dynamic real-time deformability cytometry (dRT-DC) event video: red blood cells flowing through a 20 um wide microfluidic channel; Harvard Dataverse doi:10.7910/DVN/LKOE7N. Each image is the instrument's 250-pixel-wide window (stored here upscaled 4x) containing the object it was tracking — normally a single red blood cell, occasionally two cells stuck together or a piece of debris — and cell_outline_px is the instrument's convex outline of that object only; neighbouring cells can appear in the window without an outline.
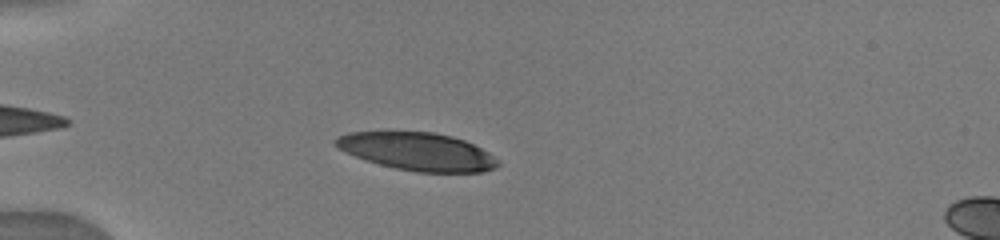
{"species": "human", "species_latin": "Homo sapiens", "temperature_condition": "warm", "stored_images_in_passage": 14, "camera_frame_rate_fps": 3000, "um_per_image_px": 0.085, "donor": {"sex": "male"}, "frame": {"image": 1, "passage_image": 9, "time_ms": 1.333, "image_size_px": [1000, 240], "cell_outline_px": [[500, 164], [496, 168], [484, 172], [416, 172], [396, 168], [380, 164], [356, 156], [332, 144], [332, 140], [348, 132], [384, 128], [432, 132], [452, 136], [464, 140], [488, 152], [500, 160]], "centroid_in_image_um": [35.45, 12.82], "position_along_channel_um": 49.6, "area_um2": 36.76}}